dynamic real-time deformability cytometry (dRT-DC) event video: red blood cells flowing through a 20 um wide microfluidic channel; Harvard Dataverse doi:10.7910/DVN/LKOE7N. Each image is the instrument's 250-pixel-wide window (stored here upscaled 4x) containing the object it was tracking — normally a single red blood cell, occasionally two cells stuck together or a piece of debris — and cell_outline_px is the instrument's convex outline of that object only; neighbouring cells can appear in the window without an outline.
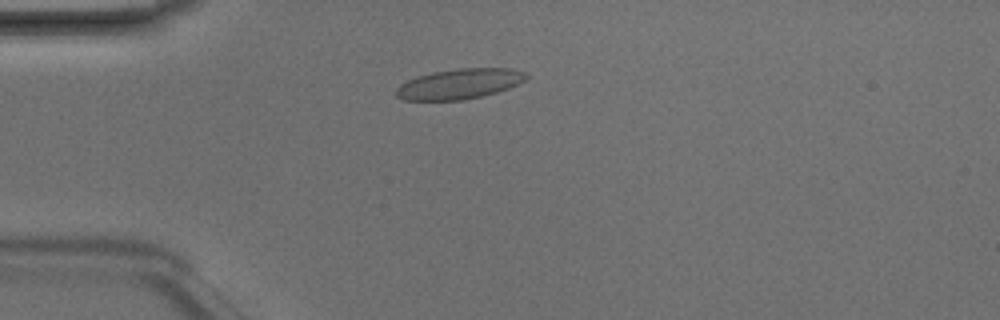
{"species": "Egyptian fruit bat (a non-hibernating species)", "species_latin": "Rousettus aegyptiacus", "temperature_condition": "room temperature", "stored_images_in_passage": 4, "camera_frame_rate_fps": 3000, "um_per_image_px": 0.085, "animal": {"sex": "male"}, "frame": {"image": 1, "passage_image": 4, "time_ms": 1.0, "image_size_px": [1000, 320], "cell_outline_px": [[528, 76], [524, 80], [508, 88], [496, 92], [464, 100], [404, 100], [396, 96], [396, 88], [400, 84], [416, 76], [432, 72], [460, 68], [512, 68], [528, 72]], "centroid_in_image_um": [39.05, 7.12], "position_along_channel_um": 46.0, "area_um2": 22.89}}